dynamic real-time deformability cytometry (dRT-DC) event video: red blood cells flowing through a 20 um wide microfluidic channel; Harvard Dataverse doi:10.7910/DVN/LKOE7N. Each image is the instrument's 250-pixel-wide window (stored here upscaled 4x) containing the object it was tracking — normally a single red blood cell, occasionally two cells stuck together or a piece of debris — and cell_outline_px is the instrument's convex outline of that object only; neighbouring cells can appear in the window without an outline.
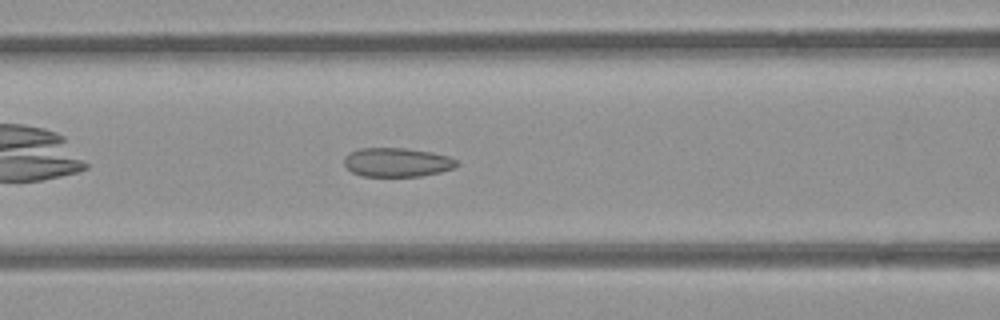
{"species": "common noctule bat (a hibernating species)", "species_latin": "Nyctalus noctula", "temperature_condition": "room temperature", "stored_images_in_passage": 40, "camera_frame_rate_fps": 3000, "um_per_image_px": 0.085, "animal": {"sex": "female", "body_mass_g": 21.9}, "frame": {"image": 1, "passage_image": 8, "time_ms": 2.333, "image_size_px": [1000, 320], "cell_outline_px": [[460, 164], [452, 168], [440, 172], [420, 176], [360, 176], [352, 172], [344, 164], [344, 156], [348, 152], [360, 148], [408, 148], [432, 152], [448, 156], [456, 160]], "centroid_in_image_um": [33.72, 13.79], "position_along_channel_um": 132.9, "area_um2": 19.13}}
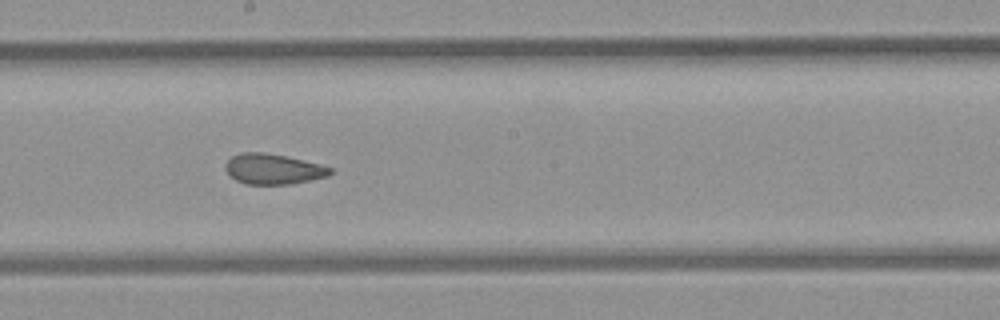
{"frame": {"image": 2, "passage_image": 15, "time_ms": 4.667, "image_size_px": [1000, 320], "cell_outline_px": [[332, 172], [328, 176], [292, 184], [248, 184], [236, 180], [228, 176], [224, 168], [224, 164], [232, 156], [240, 152], [264, 152], [304, 160], [320, 164], [332, 168]], "centroid_in_image_um": [23.18, 14.36], "position_along_channel_um": 225.0, "area_um2": 18.67}}
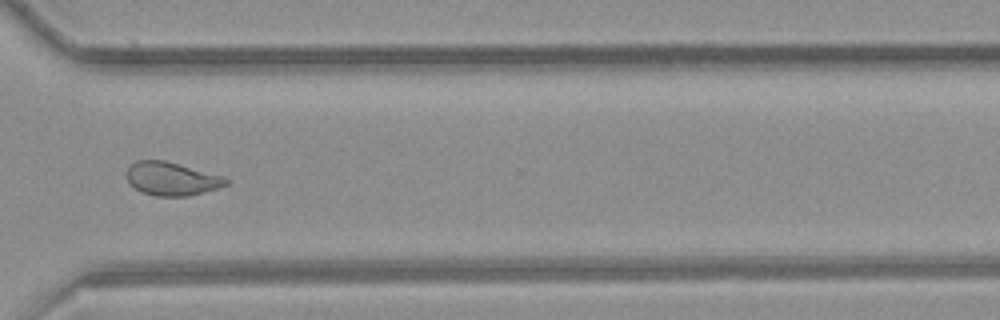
{"frame": {"image": 3, "passage_image": 25, "time_ms": 8.0, "image_size_px": [1000, 320], "cell_outline_px": [[228, 184], [216, 188], [188, 196], [156, 196], [140, 192], [128, 184], [128, 168], [136, 160], [164, 160], [224, 176], [228, 180]], "centroid_in_image_um": [14.57, 15.2], "position_along_channel_um": 356.0, "area_um2": 19.19}, "authors_computed_cell_mechanics": {"area_um2": 19.7676, "velocity_mm_per_s": 3.9391, "shape_relaxation_time_tau1_ms": null, "shape_relaxation_time_tau2_ms": 2.4368, "deformation_change_tau1": null, "deformation_change_tau2": 0.077}}